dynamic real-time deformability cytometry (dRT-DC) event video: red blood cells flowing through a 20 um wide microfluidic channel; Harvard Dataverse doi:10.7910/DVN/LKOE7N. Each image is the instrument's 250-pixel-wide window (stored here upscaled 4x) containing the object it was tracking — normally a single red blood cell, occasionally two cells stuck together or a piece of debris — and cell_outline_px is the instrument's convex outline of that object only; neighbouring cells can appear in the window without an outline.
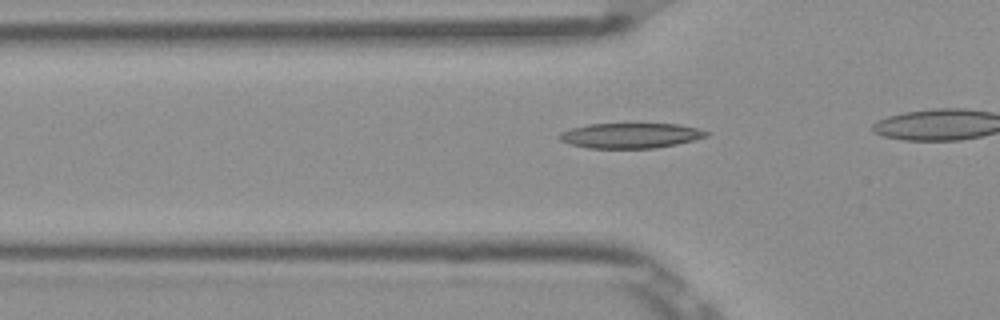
{"species": "Egyptian fruit bat (a non-hibernating species)", "species_latin": "Rousettus aegyptiacus", "temperature_condition": "room temperature", "stored_images_in_passage": 18, "camera_frame_rate_fps": 3000, "um_per_image_px": 0.085, "frame": {"image": 1, "passage_image": 13, "time_ms": 4.0, "image_size_px": [1000, 320], "cell_outline_px": [[708, 136], [676, 144], [656, 148], [588, 148], [572, 144], [560, 140], [556, 136], [560, 132], [572, 128], [588, 124], [680, 124], [700, 128], [708, 132]], "centroid_in_image_um": [53.59, 11.52], "position_along_channel_um": 72.2, "area_um2": 21.5}}